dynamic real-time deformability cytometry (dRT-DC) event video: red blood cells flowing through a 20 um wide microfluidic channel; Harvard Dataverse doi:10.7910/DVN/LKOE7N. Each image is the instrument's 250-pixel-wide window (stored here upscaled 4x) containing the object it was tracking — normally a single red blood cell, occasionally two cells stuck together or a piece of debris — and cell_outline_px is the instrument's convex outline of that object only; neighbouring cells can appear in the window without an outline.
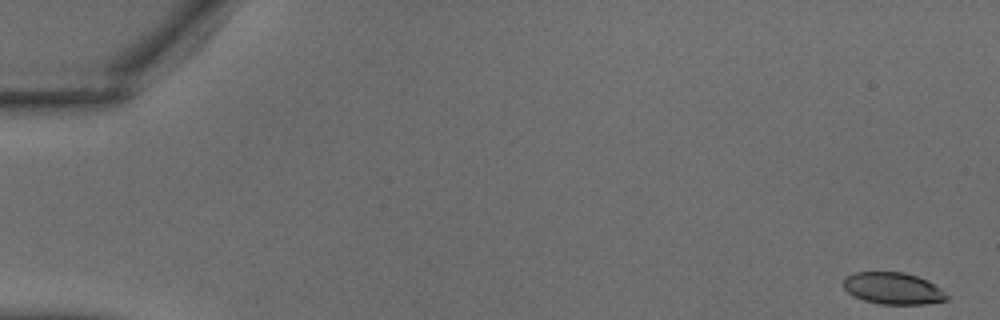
{"species": "common noctule bat (a hibernating species)", "species_latin": "Nyctalus noctula", "temperature_condition": "warm", "stored_images_in_passage": 12, "camera_frame_rate_fps": 3000, "um_per_image_px": 0.085, "animal": {"sex": "male", "body_mass_g": 18.8}, "frame": {"image": 1, "passage_image": 1, "time_ms": 0.0, "image_size_px": [1000, 320], "cell_outline_px": [[948, 300], [924, 304], [880, 304], [864, 300], [848, 292], [844, 288], [844, 276], [852, 272], [904, 272], [928, 280], [940, 288], [948, 296]], "centroid_in_image_um": [75.9, 24.5], "position_along_channel_um": 9.1, "area_um2": 19.13}}
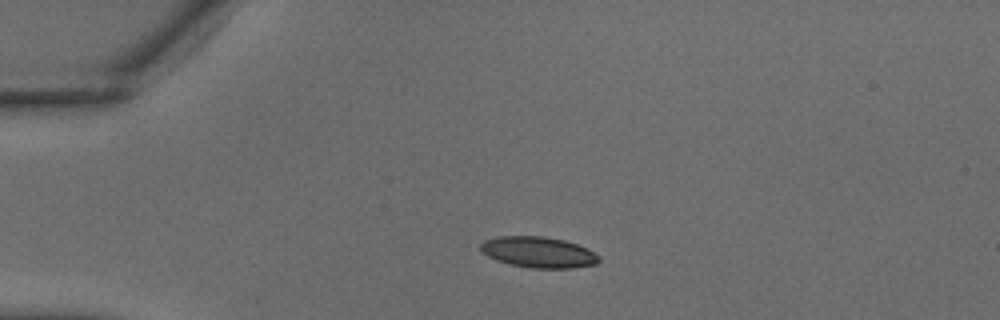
{"frame": {"image": 2, "passage_image": 9, "time_ms": 2.667, "image_size_px": [1000, 320], "cell_outline_px": [[600, 260], [596, 264], [572, 268], [532, 268], [512, 264], [496, 260], [480, 252], [480, 244], [484, 240], [496, 236], [544, 236], [564, 240], [576, 244], [600, 256]], "centroid_in_image_um": [45.72, 21.43], "position_along_channel_um": 39.3, "area_um2": 21.27}}